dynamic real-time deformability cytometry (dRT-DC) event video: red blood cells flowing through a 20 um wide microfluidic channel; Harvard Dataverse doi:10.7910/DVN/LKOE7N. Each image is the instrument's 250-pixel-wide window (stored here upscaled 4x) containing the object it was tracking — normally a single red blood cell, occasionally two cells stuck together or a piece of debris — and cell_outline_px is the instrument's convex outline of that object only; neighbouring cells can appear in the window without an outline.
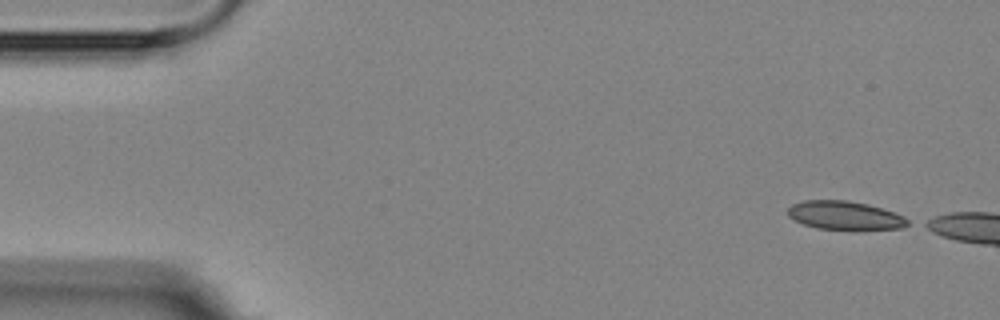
{"species": "Egyptian fruit bat (a non-hibernating species)", "species_latin": "Rousettus aegyptiacus", "temperature_condition": "room temperature", "stored_images_in_passage": 4, "camera_frame_rate_fps": 3000, "um_per_image_px": 0.085, "animal": {"sex": "female"}, "frame": {"image": 1, "passage_image": 1, "time_ms": 0.0, "image_size_px": [1000, 320], "cell_outline_px": [[912, 224], [904, 228], [856, 232], [816, 228], [804, 224], [788, 216], [788, 208], [792, 204], [804, 200], [848, 200], [868, 204], [904, 216], [912, 220]], "centroid_in_image_um": [71.91, 18.36], "position_along_channel_um": 13.1, "area_um2": 20.87}}